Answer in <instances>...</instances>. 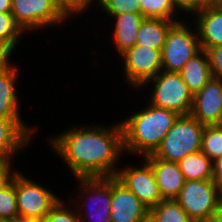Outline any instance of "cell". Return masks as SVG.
<instances>
[{"instance_id":"1","label":"cell","mask_w":222,"mask_h":222,"mask_svg":"<svg viewBox=\"0 0 222 222\" xmlns=\"http://www.w3.org/2000/svg\"><path fill=\"white\" fill-rule=\"evenodd\" d=\"M115 122L109 127L74 124L47 141L75 178L115 177L125 155L123 128Z\"/></svg>"},{"instance_id":"2","label":"cell","mask_w":222,"mask_h":222,"mask_svg":"<svg viewBox=\"0 0 222 222\" xmlns=\"http://www.w3.org/2000/svg\"><path fill=\"white\" fill-rule=\"evenodd\" d=\"M139 109L141 110H136L120 122L123 128L124 154L142 158L156 151L179 114L149 102Z\"/></svg>"},{"instance_id":"3","label":"cell","mask_w":222,"mask_h":222,"mask_svg":"<svg viewBox=\"0 0 222 222\" xmlns=\"http://www.w3.org/2000/svg\"><path fill=\"white\" fill-rule=\"evenodd\" d=\"M74 179L79 184L80 196L77 194L78 198L67 199L74 203L81 222H111V177Z\"/></svg>"},{"instance_id":"4","label":"cell","mask_w":222,"mask_h":222,"mask_svg":"<svg viewBox=\"0 0 222 222\" xmlns=\"http://www.w3.org/2000/svg\"><path fill=\"white\" fill-rule=\"evenodd\" d=\"M204 125L191 114L179 115L152 154L169 162H179L186 155L200 151Z\"/></svg>"},{"instance_id":"5","label":"cell","mask_w":222,"mask_h":222,"mask_svg":"<svg viewBox=\"0 0 222 222\" xmlns=\"http://www.w3.org/2000/svg\"><path fill=\"white\" fill-rule=\"evenodd\" d=\"M146 86L150 87L148 88L150 96L146 98L150 104L174 111L179 115L190 114L194 95L179 73L161 70L140 89L143 91L147 89Z\"/></svg>"},{"instance_id":"6","label":"cell","mask_w":222,"mask_h":222,"mask_svg":"<svg viewBox=\"0 0 222 222\" xmlns=\"http://www.w3.org/2000/svg\"><path fill=\"white\" fill-rule=\"evenodd\" d=\"M11 14L26 35L58 24L62 27L71 19L57 0H12Z\"/></svg>"},{"instance_id":"7","label":"cell","mask_w":222,"mask_h":222,"mask_svg":"<svg viewBox=\"0 0 222 222\" xmlns=\"http://www.w3.org/2000/svg\"><path fill=\"white\" fill-rule=\"evenodd\" d=\"M190 23L184 19L168 31L161 50L162 71L179 73L186 62L201 50L196 26L194 22Z\"/></svg>"},{"instance_id":"8","label":"cell","mask_w":222,"mask_h":222,"mask_svg":"<svg viewBox=\"0 0 222 222\" xmlns=\"http://www.w3.org/2000/svg\"><path fill=\"white\" fill-rule=\"evenodd\" d=\"M222 190L213 180L185 181L175 200L193 222H212Z\"/></svg>"},{"instance_id":"9","label":"cell","mask_w":222,"mask_h":222,"mask_svg":"<svg viewBox=\"0 0 222 222\" xmlns=\"http://www.w3.org/2000/svg\"><path fill=\"white\" fill-rule=\"evenodd\" d=\"M42 183L35 182L18 170L16 174L17 208L20 216L43 220L59 202L61 196L54 194Z\"/></svg>"},{"instance_id":"10","label":"cell","mask_w":222,"mask_h":222,"mask_svg":"<svg viewBox=\"0 0 222 222\" xmlns=\"http://www.w3.org/2000/svg\"><path fill=\"white\" fill-rule=\"evenodd\" d=\"M122 57L124 83L140 92V88L162 70L161 51L134 45L125 50Z\"/></svg>"},{"instance_id":"11","label":"cell","mask_w":222,"mask_h":222,"mask_svg":"<svg viewBox=\"0 0 222 222\" xmlns=\"http://www.w3.org/2000/svg\"><path fill=\"white\" fill-rule=\"evenodd\" d=\"M141 160L142 163L138 166H130V164L119 166L115 178L150 209L164 199L159 191L151 165L143 157Z\"/></svg>"},{"instance_id":"12","label":"cell","mask_w":222,"mask_h":222,"mask_svg":"<svg viewBox=\"0 0 222 222\" xmlns=\"http://www.w3.org/2000/svg\"><path fill=\"white\" fill-rule=\"evenodd\" d=\"M190 114L202 125H222V79L212 77L194 94Z\"/></svg>"},{"instance_id":"13","label":"cell","mask_w":222,"mask_h":222,"mask_svg":"<svg viewBox=\"0 0 222 222\" xmlns=\"http://www.w3.org/2000/svg\"><path fill=\"white\" fill-rule=\"evenodd\" d=\"M24 121L0 118V163L15 161V156L31 144L37 127Z\"/></svg>"},{"instance_id":"14","label":"cell","mask_w":222,"mask_h":222,"mask_svg":"<svg viewBox=\"0 0 222 222\" xmlns=\"http://www.w3.org/2000/svg\"><path fill=\"white\" fill-rule=\"evenodd\" d=\"M148 216L149 208L115 177H111V222H142Z\"/></svg>"},{"instance_id":"15","label":"cell","mask_w":222,"mask_h":222,"mask_svg":"<svg viewBox=\"0 0 222 222\" xmlns=\"http://www.w3.org/2000/svg\"><path fill=\"white\" fill-rule=\"evenodd\" d=\"M188 18L195 22L201 49L222 45V5H207Z\"/></svg>"},{"instance_id":"16","label":"cell","mask_w":222,"mask_h":222,"mask_svg":"<svg viewBox=\"0 0 222 222\" xmlns=\"http://www.w3.org/2000/svg\"><path fill=\"white\" fill-rule=\"evenodd\" d=\"M143 158L152 167L162 198L164 200L175 199L185 183L178 163L155 158L152 154Z\"/></svg>"},{"instance_id":"17","label":"cell","mask_w":222,"mask_h":222,"mask_svg":"<svg viewBox=\"0 0 222 222\" xmlns=\"http://www.w3.org/2000/svg\"><path fill=\"white\" fill-rule=\"evenodd\" d=\"M14 62L6 70L0 72V118L4 119H22L21 101L18 94L19 68Z\"/></svg>"},{"instance_id":"18","label":"cell","mask_w":222,"mask_h":222,"mask_svg":"<svg viewBox=\"0 0 222 222\" xmlns=\"http://www.w3.org/2000/svg\"><path fill=\"white\" fill-rule=\"evenodd\" d=\"M115 24L112 23V38L117 53L120 55L125 50L133 47L136 44V37L139 26L144 17L141 13H123L111 17Z\"/></svg>"},{"instance_id":"19","label":"cell","mask_w":222,"mask_h":222,"mask_svg":"<svg viewBox=\"0 0 222 222\" xmlns=\"http://www.w3.org/2000/svg\"><path fill=\"white\" fill-rule=\"evenodd\" d=\"M179 74L193 95L200 91L213 77L205 50L201 49L188 60Z\"/></svg>"},{"instance_id":"20","label":"cell","mask_w":222,"mask_h":222,"mask_svg":"<svg viewBox=\"0 0 222 222\" xmlns=\"http://www.w3.org/2000/svg\"><path fill=\"white\" fill-rule=\"evenodd\" d=\"M175 23L166 19L144 18L139 26L135 45L161 51L167 33Z\"/></svg>"},{"instance_id":"21","label":"cell","mask_w":222,"mask_h":222,"mask_svg":"<svg viewBox=\"0 0 222 222\" xmlns=\"http://www.w3.org/2000/svg\"><path fill=\"white\" fill-rule=\"evenodd\" d=\"M178 165L185 181L212 180L213 161L201 151L186 155L178 162Z\"/></svg>"},{"instance_id":"22","label":"cell","mask_w":222,"mask_h":222,"mask_svg":"<svg viewBox=\"0 0 222 222\" xmlns=\"http://www.w3.org/2000/svg\"><path fill=\"white\" fill-rule=\"evenodd\" d=\"M154 222H193L175 199L162 200L149 209Z\"/></svg>"},{"instance_id":"23","label":"cell","mask_w":222,"mask_h":222,"mask_svg":"<svg viewBox=\"0 0 222 222\" xmlns=\"http://www.w3.org/2000/svg\"><path fill=\"white\" fill-rule=\"evenodd\" d=\"M141 15L144 18L166 19L180 22L179 13L172 0H139ZM177 16V18H176Z\"/></svg>"},{"instance_id":"24","label":"cell","mask_w":222,"mask_h":222,"mask_svg":"<svg viewBox=\"0 0 222 222\" xmlns=\"http://www.w3.org/2000/svg\"><path fill=\"white\" fill-rule=\"evenodd\" d=\"M200 151L212 161L222 157V125L204 126Z\"/></svg>"},{"instance_id":"25","label":"cell","mask_w":222,"mask_h":222,"mask_svg":"<svg viewBox=\"0 0 222 222\" xmlns=\"http://www.w3.org/2000/svg\"><path fill=\"white\" fill-rule=\"evenodd\" d=\"M25 33L16 24L11 13H0V41L9 45L15 52Z\"/></svg>"},{"instance_id":"26","label":"cell","mask_w":222,"mask_h":222,"mask_svg":"<svg viewBox=\"0 0 222 222\" xmlns=\"http://www.w3.org/2000/svg\"><path fill=\"white\" fill-rule=\"evenodd\" d=\"M19 215L16 197V175L13 181L0 191V220H8Z\"/></svg>"},{"instance_id":"27","label":"cell","mask_w":222,"mask_h":222,"mask_svg":"<svg viewBox=\"0 0 222 222\" xmlns=\"http://www.w3.org/2000/svg\"><path fill=\"white\" fill-rule=\"evenodd\" d=\"M97 5L109 16L108 19L123 13H141L139 0H98Z\"/></svg>"},{"instance_id":"28","label":"cell","mask_w":222,"mask_h":222,"mask_svg":"<svg viewBox=\"0 0 222 222\" xmlns=\"http://www.w3.org/2000/svg\"><path fill=\"white\" fill-rule=\"evenodd\" d=\"M42 222H81V220L75 207L73 206V203H71L69 200L61 198L45 216Z\"/></svg>"},{"instance_id":"29","label":"cell","mask_w":222,"mask_h":222,"mask_svg":"<svg viewBox=\"0 0 222 222\" xmlns=\"http://www.w3.org/2000/svg\"><path fill=\"white\" fill-rule=\"evenodd\" d=\"M59 5L65 10V12L72 18L77 14H86L85 11L91 10L88 8L94 7V4L97 5L98 0H57ZM96 2V3H95ZM85 12V13H84Z\"/></svg>"},{"instance_id":"30","label":"cell","mask_w":222,"mask_h":222,"mask_svg":"<svg viewBox=\"0 0 222 222\" xmlns=\"http://www.w3.org/2000/svg\"><path fill=\"white\" fill-rule=\"evenodd\" d=\"M205 52L208 57L212 76L222 79V45L207 48Z\"/></svg>"},{"instance_id":"31","label":"cell","mask_w":222,"mask_h":222,"mask_svg":"<svg viewBox=\"0 0 222 222\" xmlns=\"http://www.w3.org/2000/svg\"><path fill=\"white\" fill-rule=\"evenodd\" d=\"M178 12H183L185 15H194L196 12L203 9V0H172Z\"/></svg>"},{"instance_id":"32","label":"cell","mask_w":222,"mask_h":222,"mask_svg":"<svg viewBox=\"0 0 222 222\" xmlns=\"http://www.w3.org/2000/svg\"><path fill=\"white\" fill-rule=\"evenodd\" d=\"M12 164L13 162L0 163V191L5 189L18 173Z\"/></svg>"},{"instance_id":"33","label":"cell","mask_w":222,"mask_h":222,"mask_svg":"<svg viewBox=\"0 0 222 222\" xmlns=\"http://www.w3.org/2000/svg\"><path fill=\"white\" fill-rule=\"evenodd\" d=\"M14 50L4 42L0 41V72L6 70L8 67L13 65L12 61V54H14Z\"/></svg>"},{"instance_id":"34","label":"cell","mask_w":222,"mask_h":222,"mask_svg":"<svg viewBox=\"0 0 222 222\" xmlns=\"http://www.w3.org/2000/svg\"><path fill=\"white\" fill-rule=\"evenodd\" d=\"M212 180L222 190V157L213 161Z\"/></svg>"},{"instance_id":"35","label":"cell","mask_w":222,"mask_h":222,"mask_svg":"<svg viewBox=\"0 0 222 222\" xmlns=\"http://www.w3.org/2000/svg\"><path fill=\"white\" fill-rule=\"evenodd\" d=\"M212 222H222V196L218 201Z\"/></svg>"},{"instance_id":"36","label":"cell","mask_w":222,"mask_h":222,"mask_svg":"<svg viewBox=\"0 0 222 222\" xmlns=\"http://www.w3.org/2000/svg\"><path fill=\"white\" fill-rule=\"evenodd\" d=\"M12 0H0V13H11Z\"/></svg>"},{"instance_id":"37","label":"cell","mask_w":222,"mask_h":222,"mask_svg":"<svg viewBox=\"0 0 222 222\" xmlns=\"http://www.w3.org/2000/svg\"><path fill=\"white\" fill-rule=\"evenodd\" d=\"M7 222H42V221L36 218H29L17 215L11 219H8Z\"/></svg>"},{"instance_id":"38","label":"cell","mask_w":222,"mask_h":222,"mask_svg":"<svg viewBox=\"0 0 222 222\" xmlns=\"http://www.w3.org/2000/svg\"><path fill=\"white\" fill-rule=\"evenodd\" d=\"M222 0H203V8L207 5H221Z\"/></svg>"},{"instance_id":"39","label":"cell","mask_w":222,"mask_h":222,"mask_svg":"<svg viewBox=\"0 0 222 222\" xmlns=\"http://www.w3.org/2000/svg\"><path fill=\"white\" fill-rule=\"evenodd\" d=\"M142 222H154L153 220H152V218L150 217V216H148L144 221H142Z\"/></svg>"}]
</instances>
